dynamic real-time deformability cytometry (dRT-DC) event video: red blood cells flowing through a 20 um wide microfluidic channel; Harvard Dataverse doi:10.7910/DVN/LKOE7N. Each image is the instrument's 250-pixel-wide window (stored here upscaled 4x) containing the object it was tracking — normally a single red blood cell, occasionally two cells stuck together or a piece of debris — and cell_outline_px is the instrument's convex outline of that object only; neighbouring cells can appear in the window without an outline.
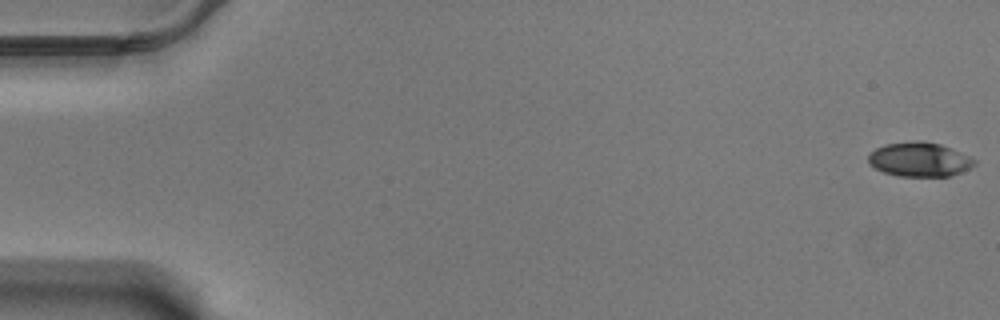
{"species": "Egyptian fruit bat (a non-hibernating species)", "species_latin": "Rousettus aegyptiacus", "temperature_condition": "warm", "stored_images_in_passage": 56, "camera_frame_rate_fps": 3000, "um_per_image_px": 0.085, "animal": {"sex": "male"}, "frame": {"image": 1, "passage_image": 1, "time_ms": 0.0, "image_size_px": [1000, 320], "cell_outline_px": [[976, 164], [960, 172], [948, 176], [900, 176], [884, 172], [868, 164], [868, 156], [876, 148], [884, 144], [912, 140], [924, 140], [940, 144], [968, 156], [976, 160]], "centroid_in_image_um": [78.12, 13.54], "position_along_channel_um": 6.9, "area_um2": 21.1}}
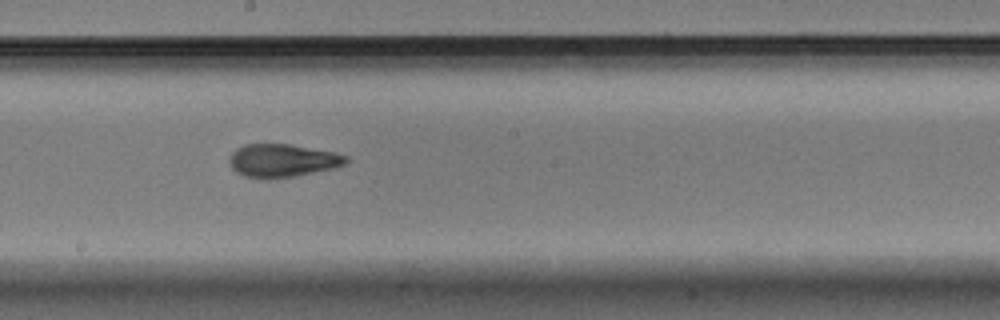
{"frame": {"image": 2, "passage_image": 33, "time_ms": 10.667, "image_size_px": [1000, 320], "cell_outline_px": [[348, 160], [344, 164], [336, 168], [296, 176], [264, 180], [244, 176], [236, 172], [232, 168], [228, 160], [232, 152], [236, 148], [244, 144], [288, 144], [336, 152], [348, 156]], "centroid_in_image_um": [24.0, 13.66], "position_along_channel_um": 224.2, "area_um2": 22.83}}
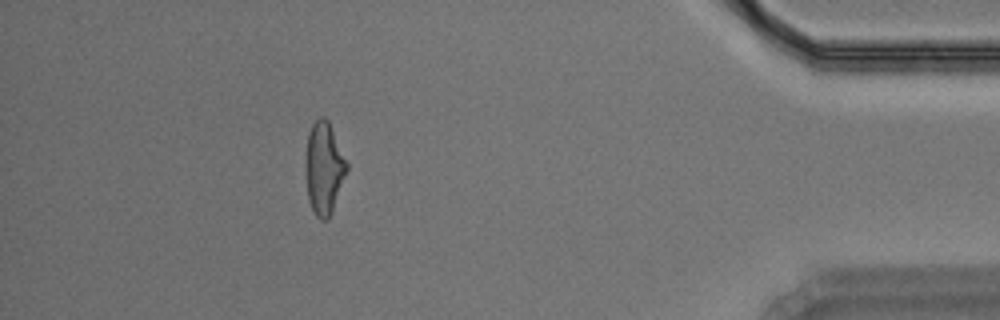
{"frame": {"image": 3, "passage_image": 53, "time_ms": 17.333, "image_size_px": [1000, 320], "cell_outline_px": [[348, 168], [332, 212], [328, 220], [320, 220], [316, 216], [308, 200], [304, 168], [308, 136], [312, 124], [320, 116], [324, 116], [328, 120], [348, 164]], "centroid_in_image_um": [27.52, 14.31], "position_along_channel_um": 407.7, "area_um2": 22.2}}